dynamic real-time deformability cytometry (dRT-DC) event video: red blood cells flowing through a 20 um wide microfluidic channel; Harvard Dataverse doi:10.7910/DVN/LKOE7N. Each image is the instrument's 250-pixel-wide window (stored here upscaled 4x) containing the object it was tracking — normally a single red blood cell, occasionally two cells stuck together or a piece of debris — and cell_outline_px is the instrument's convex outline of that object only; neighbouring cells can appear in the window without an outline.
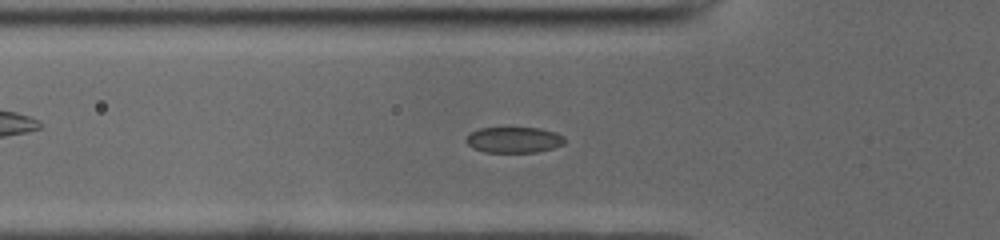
{"species": "common noctule bat (a hibernating species)", "species_latin": "Nyctalus noctula", "temperature_condition": "cold", "stored_images_in_passage": 51, "segment_of_instrument_passage": [1, 2], "camera_frame_rate_fps": 3000, "um_per_image_px": 0.085, "animal": {"sex": "male", "body_mass_g": 19.0, "forearm_length_mm": 50.8}, "frame": {"image": 1, "passage_image": 16, "time_ms": 5.0, "image_size_px": [1000, 240], "cell_outline_px": [[564, 144], [552, 148], [536, 152], [484, 152], [472, 148], [464, 140], [472, 132], [480, 128], [540, 128], [556, 132], [564, 136]], "centroid_in_image_um": [43.68, 11.89], "position_along_channel_um": 82.1, "area_um2": 14.8}}
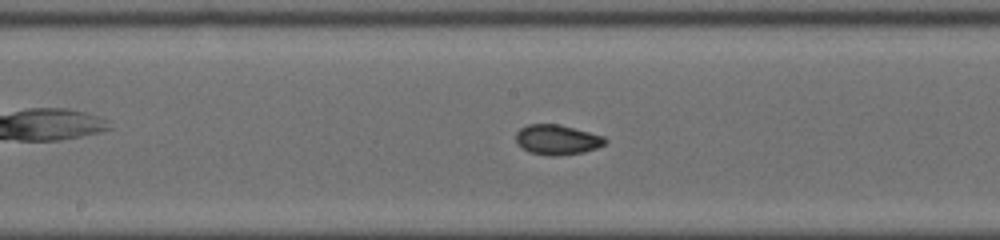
{"frame": {"image": 2, "passage_image": 25, "time_ms": 8.0, "image_size_px": [1000, 240], "cell_outline_px": [[608, 140], [604, 144], [596, 148], [584, 152], [556, 156], [548, 156], [528, 152], [516, 140], [516, 132], [520, 128], [528, 124], [560, 124], [604, 136]], "centroid_in_image_um": [47.37, 11.87], "position_along_channel_um": 200.8, "area_um2": 15.61}}
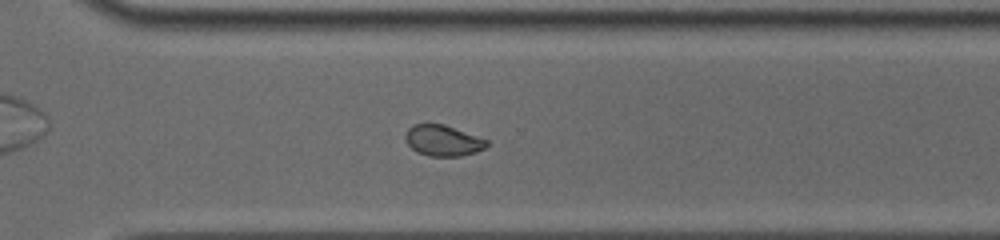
{"frame": {"image": 3, "passage_image": 35, "time_ms": 11.333, "image_size_px": [1000, 240], "cell_outline_px": [[488, 144], [484, 148], [476, 152], [460, 156], [428, 156], [416, 152], [408, 144], [404, 136], [408, 128], [412, 124], [444, 124], [488, 140]], "centroid_in_image_um": [37.63, 11.95], "position_along_channel_um": 333.0, "area_um2": 14.62}}